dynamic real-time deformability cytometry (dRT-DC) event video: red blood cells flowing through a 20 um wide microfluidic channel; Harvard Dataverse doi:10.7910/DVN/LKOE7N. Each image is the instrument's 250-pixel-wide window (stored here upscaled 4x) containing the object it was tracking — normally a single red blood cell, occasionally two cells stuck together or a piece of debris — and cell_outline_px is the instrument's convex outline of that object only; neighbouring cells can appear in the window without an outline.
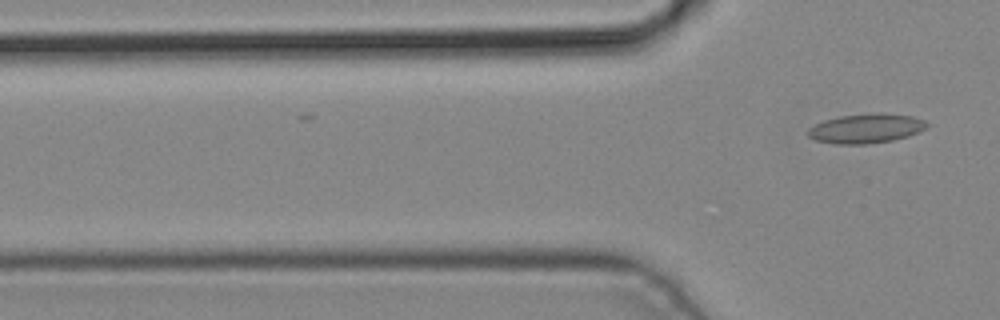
{"species": "common noctule bat (a hibernating species)", "species_latin": "Nyctalus noctula", "temperature_condition": "cold", "stored_images_in_passage": 3, "camera_frame_rate_fps": 3000, "um_per_image_px": 0.085, "animal": {"sex": "male", "body_mass_g": 19.2, "forearm_length_mm": 51.8}, "frame": {"image": 1, "passage_image": 3, "time_ms": 0.667, "image_size_px": [1000, 320], "cell_outline_px": [[928, 124], [920, 132], [908, 136], [892, 140], [864, 144], [836, 144], [816, 140], [808, 136], [808, 128], [824, 120], [840, 116], [880, 112], [912, 116], [924, 120]], "centroid_in_image_um": [73.61, 10.91], "position_along_channel_um": 52.2, "area_um2": 20.29}}